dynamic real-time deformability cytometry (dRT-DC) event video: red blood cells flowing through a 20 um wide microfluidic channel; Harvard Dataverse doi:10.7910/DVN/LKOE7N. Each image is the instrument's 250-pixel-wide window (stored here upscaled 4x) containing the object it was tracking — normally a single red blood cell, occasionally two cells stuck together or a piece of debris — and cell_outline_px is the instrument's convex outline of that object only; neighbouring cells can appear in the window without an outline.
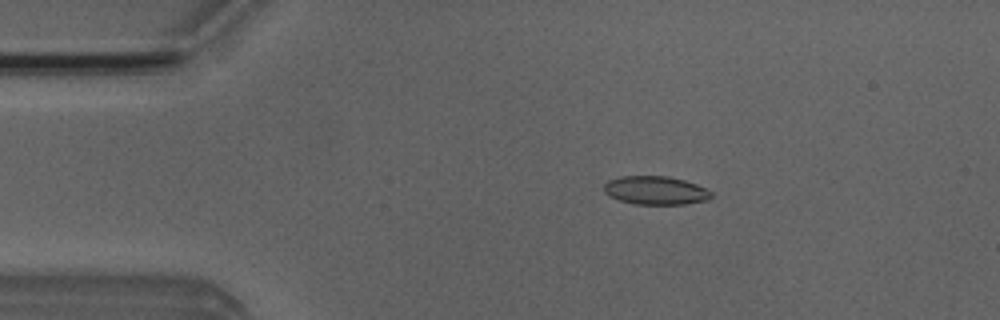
{"species": "Egyptian fruit bat (a non-hibernating species)", "species_latin": "Rousettus aegyptiacus", "temperature_condition": "room temperature", "stored_images_in_passage": 45, "camera_frame_rate_fps": 3000, "um_per_image_px": 0.085, "animal": {"sex": "male"}, "frame": {"image": 1, "passage_image": 3, "time_ms": 0.667, "image_size_px": [1000, 320], "cell_outline_px": [[712, 196], [708, 200], [684, 204], [636, 204], [620, 200], [604, 192], [604, 184], [608, 180], [620, 176], [668, 176], [684, 180], [696, 184], [712, 192]], "centroid_in_image_um": [55.73, 16.18], "position_along_channel_um": 29.3, "area_um2": 17.69}}
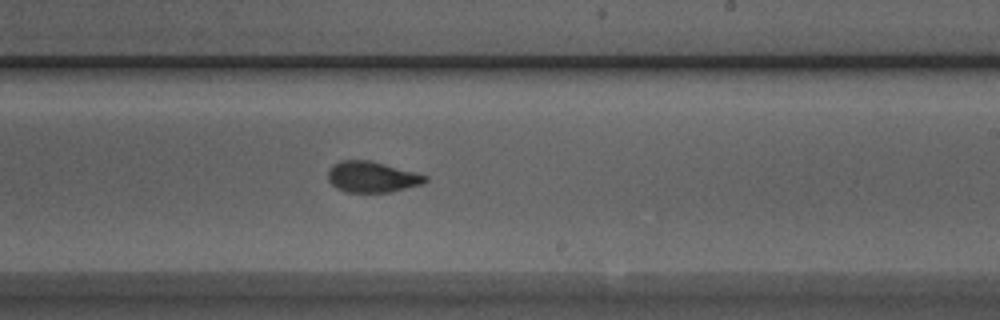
{"frame": {"image": 2, "passage_image": 24, "time_ms": 7.667, "image_size_px": [1000, 320], "cell_outline_px": [[428, 180], [424, 184], [392, 192], [348, 192], [336, 188], [328, 180], [328, 168], [332, 164], [340, 160], [372, 160], [416, 172], [428, 176]], "centroid_in_image_um": [31.64, 15.03], "position_along_channel_um": 257.4, "area_um2": 17.86}}
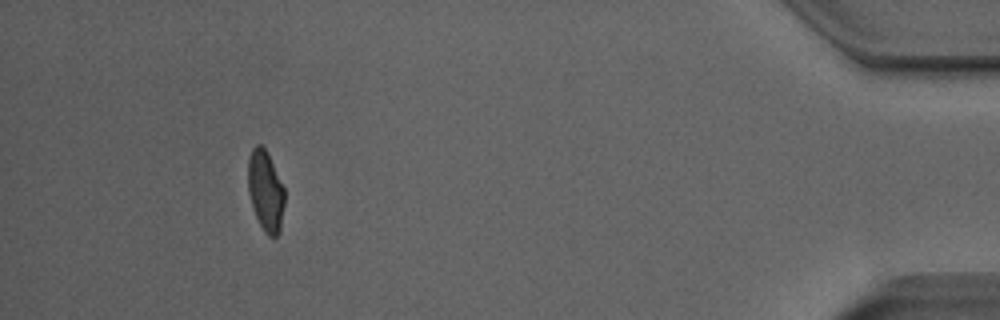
{"frame": {"image": 3, "passage_image": 41, "time_ms": 13.333, "image_size_px": [1000, 320], "cell_outline_px": [[284, 204], [280, 232], [276, 236], [268, 236], [264, 232], [256, 216], [248, 192], [248, 156], [252, 148], [256, 144], [260, 144], [264, 148], [284, 188]], "centroid_in_image_um": [22.56, 16.24], "position_along_channel_um": 412.6, "area_um2": 16.94}, "authors_computed_cell_mechanics": {"area_um2": 17.8024, "velocity_mm_per_s": 3.9609, "shape_relaxation_time_tau1_ms": 5.8507, "shape_relaxation_time_tau2_ms": 1.3749, "deformation_change_tau1": 0.2015, "deformation_change_tau2": 0.0807}}